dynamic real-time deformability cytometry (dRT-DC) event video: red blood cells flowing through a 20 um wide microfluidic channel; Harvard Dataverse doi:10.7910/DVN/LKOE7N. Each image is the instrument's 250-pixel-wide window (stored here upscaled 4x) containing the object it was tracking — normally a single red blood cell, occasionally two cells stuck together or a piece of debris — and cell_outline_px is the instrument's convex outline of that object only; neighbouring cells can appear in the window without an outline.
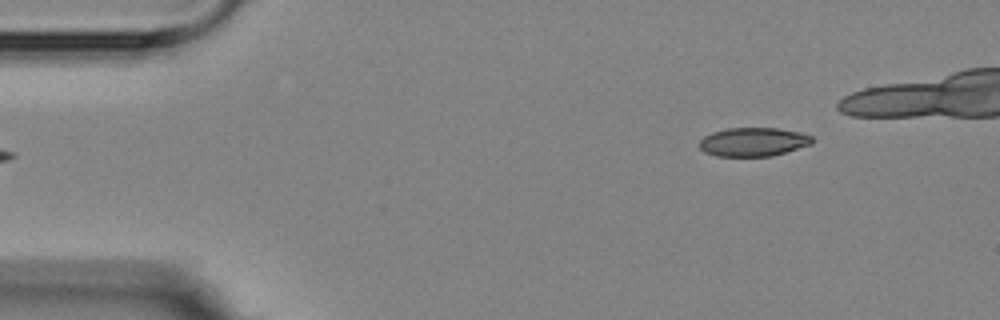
{"species": "Egyptian fruit bat (a non-hibernating species)", "species_latin": "Rousettus aegyptiacus", "temperature_condition": "room temperature", "stored_images_in_passage": 11, "camera_frame_rate_fps": 3000, "um_per_image_px": 0.085, "animal": {"sex": "female"}, "frame": {"image": 1, "passage_image": 1, "time_ms": 0.0, "image_size_px": [1000, 320], "cell_outline_px": [[812, 144], [772, 156], [716, 156], [704, 152], [700, 148], [700, 140], [704, 136], [712, 132], [728, 128], [780, 128], [800, 132], [812, 136]], "centroid_in_image_um": [64.03, 12.06], "position_along_channel_um": 21.0, "area_um2": 18.9}}
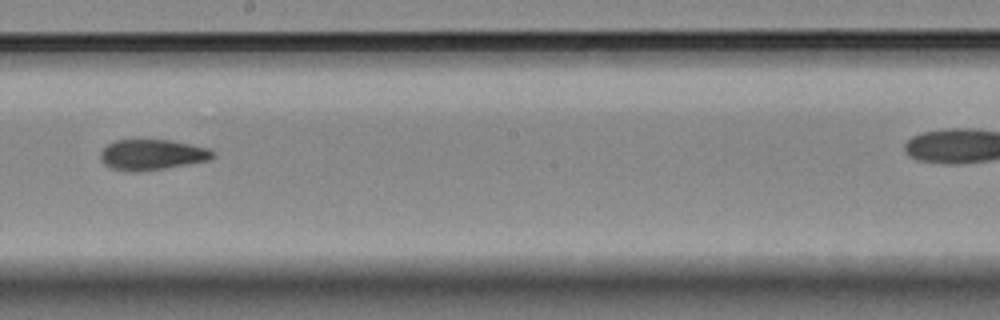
{"frame": {"image": 2, "passage_image": 8, "time_ms": 8.0, "image_size_px": [1000, 320], "cell_outline_px": [[216, 156], [208, 160], [164, 168], [136, 172], [132, 172], [112, 168], [104, 164], [100, 160], [100, 152], [108, 144], [116, 140], [168, 140], [208, 148], [216, 152]], "centroid_in_image_um": [12.91, 13.15], "position_along_channel_um": 235.3, "area_um2": 19.83}}
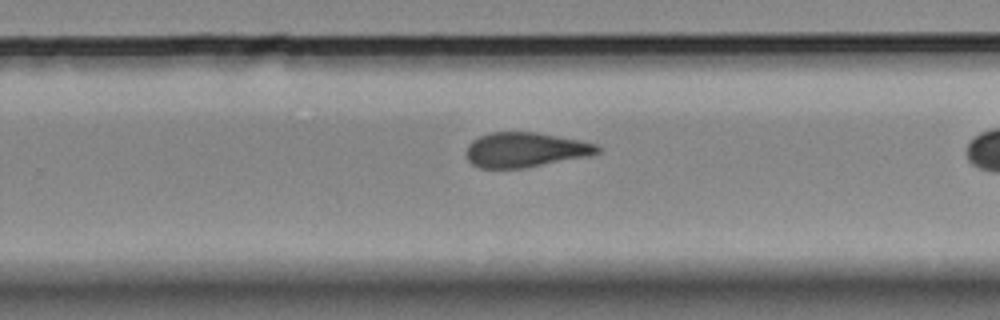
{"frame": {"image": 3, "passage_image": 10, "time_ms": 11.333, "image_size_px": [1000, 320], "cell_outline_px": [[600, 152], [592, 156], [528, 168], [480, 168], [472, 164], [468, 160], [468, 144], [472, 140], [480, 136], [492, 132], [536, 132], [580, 140], [596, 144], [600, 148]], "centroid_in_image_um": [44.71, 12.75], "position_along_channel_um": 285.1, "area_um2": 26.82}}